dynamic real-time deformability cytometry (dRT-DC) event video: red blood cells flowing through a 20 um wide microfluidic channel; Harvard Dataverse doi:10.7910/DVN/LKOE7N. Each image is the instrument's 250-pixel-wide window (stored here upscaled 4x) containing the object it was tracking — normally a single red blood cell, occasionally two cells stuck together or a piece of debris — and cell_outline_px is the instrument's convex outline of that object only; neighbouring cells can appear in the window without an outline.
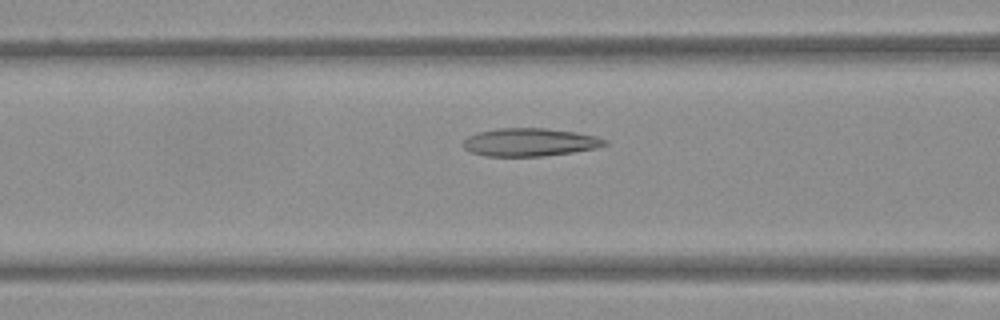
{"species": "Egyptian fruit bat (a non-hibernating species)", "species_latin": "Rousettus aegyptiacus", "temperature_condition": "warm", "stored_images_in_passage": 37, "camera_frame_rate_fps": 3000, "um_per_image_px": 0.085, "frame": {"image": 1, "passage_image": 15, "time_ms": 4.667, "image_size_px": [1000, 320], "cell_outline_px": [[608, 144], [596, 148], [572, 152], [544, 156], [484, 156], [472, 152], [464, 148], [460, 144], [468, 136], [480, 132], [496, 128], [544, 128], [576, 132], [596, 136], [608, 140]], "centroid_in_image_um": [45.03, 12.09], "position_along_channel_um": 121.6, "area_um2": 23.18}}
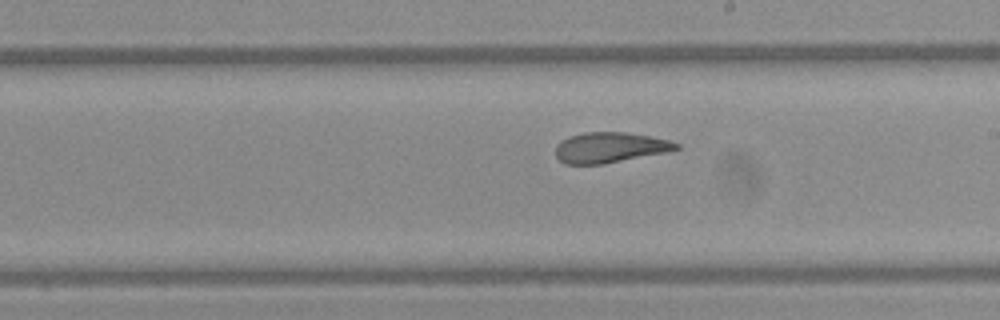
{"frame": {"image": 2, "passage_image": 24, "time_ms": 7.667, "image_size_px": [1000, 320], "cell_outline_px": [[680, 148], [668, 152], [604, 164], [564, 164], [556, 156], [556, 144], [560, 140], [584, 132], [624, 132], [648, 136], [668, 140], [680, 144]], "centroid_in_image_um": [51.84, 12.54], "position_along_channel_um": 237.2, "area_um2": 21.39}}
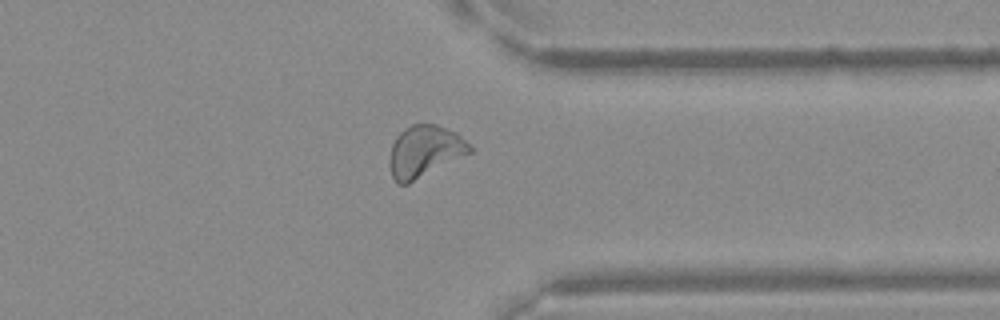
{"frame": {"image": 3, "passage_image": 35, "time_ms": 11.333, "image_size_px": [1000, 320], "cell_outline_px": [[472, 152], [408, 184], [396, 184], [392, 176], [388, 164], [392, 144], [396, 136], [404, 128], [412, 124], [436, 124], [456, 132], [472, 148]], "centroid_in_image_um": [36.06, 12.87], "position_along_channel_um": 375.3, "area_um2": 24.16}}